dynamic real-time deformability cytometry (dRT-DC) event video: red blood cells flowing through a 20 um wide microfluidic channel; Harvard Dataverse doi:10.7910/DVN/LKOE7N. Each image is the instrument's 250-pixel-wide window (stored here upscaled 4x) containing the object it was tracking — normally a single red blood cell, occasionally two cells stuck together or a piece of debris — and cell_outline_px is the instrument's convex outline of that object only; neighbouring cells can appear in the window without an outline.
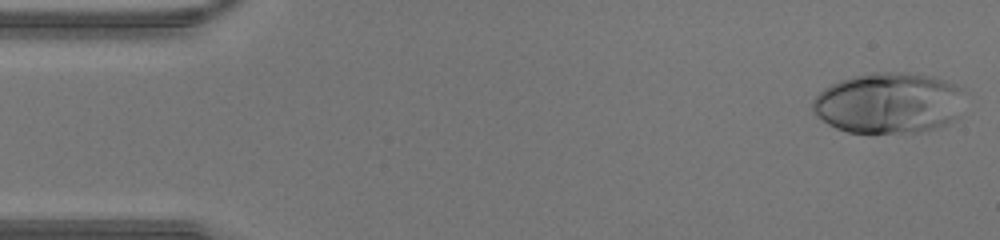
{"species": "human", "species_latin": "Homo sapiens", "temperature_condition": "warm", "stored_images_in_passage": 44, "camera_frame_rate_fps": 3000, "um_per_image_px": 0.085, "donor": {"sex": "male"}, "frame": {"image": 1, "passage_image": 1, "time_ms": 0.0, "image_size_px": [1000, 240], "cell_outline_px": [[968, 92], [960, 116], [956, 120], [948, 124], [936, 128], [920, 132], [848, 132], [836, 128], [828, 124], [816, 116], [812, 112], [812, 100], [824, 88], [840, 80], [856, 76], [876, 72], [888, 72], [932, 76], [956, 84], [964, 88]], "centroid_in_image_um": [75.63, 8.76], "position_along_channel_um": 9.4, "area_um2": 54.56}}
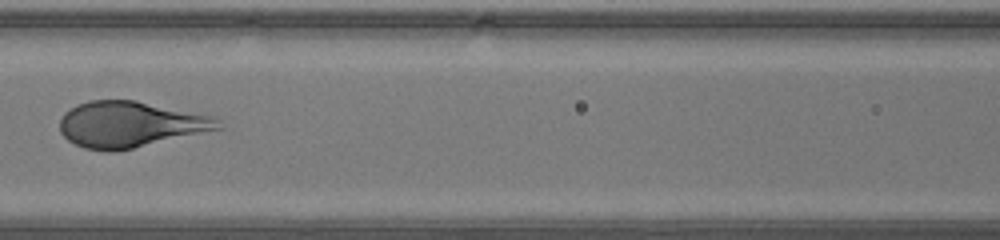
{"frame": {"image": 2, "passage_image": 19, "time_ms": 6.0, "image_size_px": [1000, 240], "cell_outline_px": [[224, 128], [132, 148], [112, 152], [104, 152], [84, 148], [68, 140], [60, 132], [60, 120], [64, 112], [76, 104], [88, 100], [136, 100], [216, 116], [220, 120]], "centroid_in_image_um": [11.08, 10.56], "position_along_channel_um": 155.5, "area_um2": 42.71}}
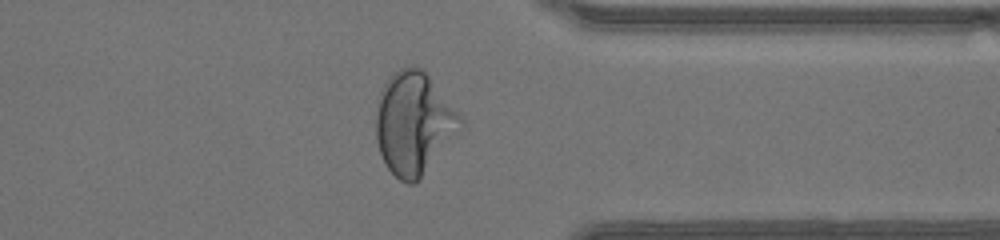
{"frame": {"image": 3, "passage_image": 34, "time_ms": 11.0, "image_size_px": [1000, 240], "cell_outline_px": [[464, 124], [460, 132], [416, 184], [408, 184], [400, 180], [388, 168], [380, 152], [376, 136], [376, 116], [380, 92], [384, 84], [392, 72], [400, 68], [420, 68], [428, 76], [464, 120]], "centroid_in_image_um": [35.18, 10.52], "position_along_channel_um": 376.2, "area_um2": 50.0}}